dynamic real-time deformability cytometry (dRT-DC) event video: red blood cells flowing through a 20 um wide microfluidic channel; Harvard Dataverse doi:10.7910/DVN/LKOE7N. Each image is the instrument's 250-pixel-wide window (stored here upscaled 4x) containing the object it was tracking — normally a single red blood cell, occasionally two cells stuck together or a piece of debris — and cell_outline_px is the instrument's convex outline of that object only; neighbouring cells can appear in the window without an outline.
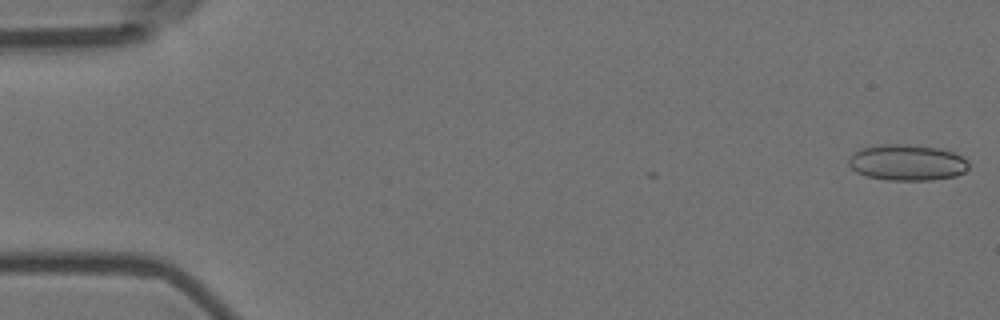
{"species": "Egyptian fruit bat (a non-hibernating species)", "species_latin": "Rousettus aegyptiacus", "temperature_condition": "room temperature", "stored_images_in_passage": 8, "camera_frame_rate_fps": 3000, "um_per_image_px": 0.085, "animal": {"sex": "female"}, "frame": {"image": 1, "passage_image": 1, "time_ms": 0.0, "image_size_px": [1000, 320], "cell_outline_px": [[968, 168], [964, 172], [956, 176], [932, 180], [888, 180], [868, 176], [856, 172], [848, 164], [848, 160], [852, 152], [860, 148], [880, 144], [908, 144], [940, 148], [952, 152], [968, 160]], "centroid_in_image_um": [77.08, 13.8], "position_along_channel_um": 7.9, "area_um2": 25.37}}